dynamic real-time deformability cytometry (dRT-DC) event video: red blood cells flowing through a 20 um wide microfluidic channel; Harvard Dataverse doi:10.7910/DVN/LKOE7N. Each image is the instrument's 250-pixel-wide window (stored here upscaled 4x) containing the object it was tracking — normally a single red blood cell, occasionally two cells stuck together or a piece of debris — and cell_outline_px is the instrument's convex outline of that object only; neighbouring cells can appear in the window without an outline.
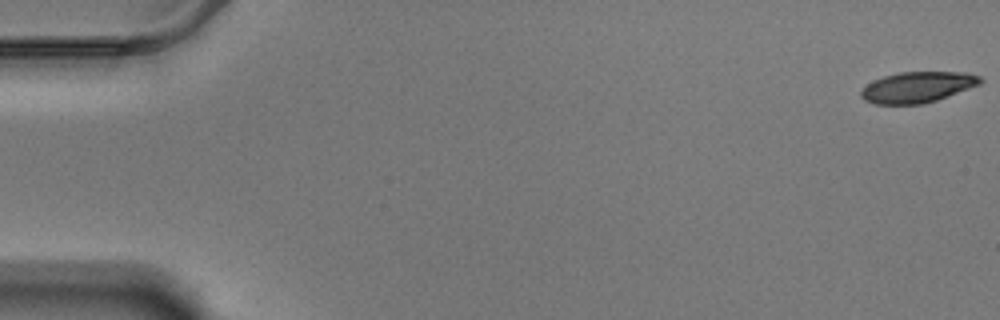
{"species": "Egyptian fruit bat (a non-hibernating species)", "species_latin": "Rousettus aegyptiacus", "temperature_condition": "warm", "stored_images_in_passage": 19, "camera_frame_rate_fps": 3000, "um_per_image_px": 0.085, "animal": {"sex": "male"}, "frame": {"image": 1, "passage_image": 1, "time_ms": 0.0, "image_size_px": [1000, 320], "cell_outline_px": [[984, 80], [980, 84], [936, 100], [924, 104], [872, 104], [864, 100], [860, 96], [860, 92], [868, 84], [884, 76], [900, 72], [968, 72], [980, 76]], "centroid_in_image_um": [78.0, 7.41], "position_along_channel_um": 7.0, "area_um2": 21.33}}